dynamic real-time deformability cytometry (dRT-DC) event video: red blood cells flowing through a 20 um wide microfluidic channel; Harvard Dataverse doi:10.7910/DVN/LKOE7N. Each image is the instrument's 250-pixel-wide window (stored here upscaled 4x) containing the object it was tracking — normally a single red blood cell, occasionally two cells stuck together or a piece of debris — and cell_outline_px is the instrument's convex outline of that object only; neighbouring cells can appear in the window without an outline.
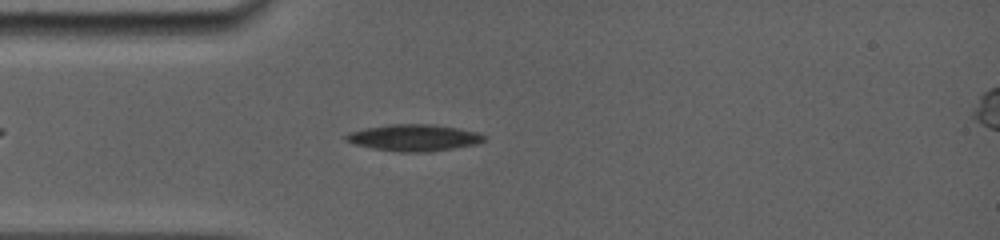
{"species": "common noctule bat (a hibernating species)", "species_latin": "Nyctalus noctula", "temperature_condition": "room temperature", "stored_images_in_passage": 27, "camera_frame_rate_fps": 5000, "um_per_image_px": 0.085, "animal": {"sex": "female", "body_mass_g": 19.0, "forearm_length_mm": 56.7}, "frame": {"image": 1, "passage_image": 3, "time_ms": 1.2, "image_size_px": [1000, 240], "cell_outline_px": [[488, 136], [484, 140], [476, 144], [452, 148], [424, 152], [400, 152], [372, 148], [356, 144], [344, 140], [344, 136], [348, 132], [364, 128], [392, 124], [432, 124], [460, 128], [480, 132]], "centroid_in_image_um": [35.2, 11.69], "position_along_channel_um": 49.8, "area_um2": 21.5}}
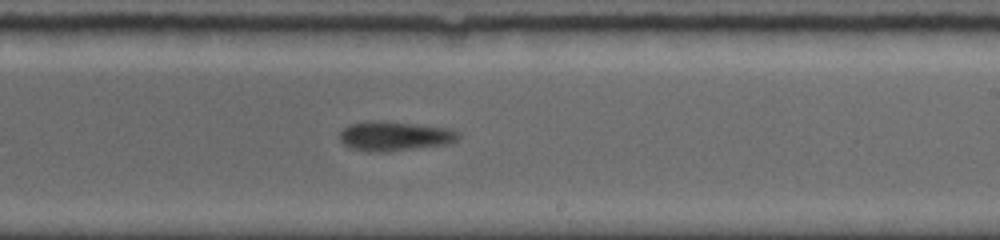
{"frame": {"image": 2, "passage_image": 16, "time_ms": 6.8, "image_size_px": [1000, 240], "cell_outline_px": [[460, 136], [456, 140], [448, 144], [388, 152], [368, 152], [352, 148], [344, 144], [340, 140], [340, 132], [348, 124], [384, 120], [452, 128], [460, 132]], "centroid_in_image_um": [33.59, 11.57], "position_along_channel_um": 255.4, "area_um2": 20.63}}
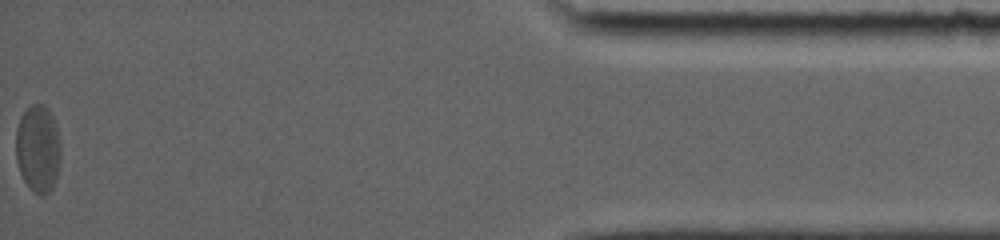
{"frame": {"image": 3, "passage_image": 27, "time_ms": 13.4, "image_size_px": [1000, 240], "cell_outline_px": [[60, 160], [56, 180], [52, 188], [44, 196], [40, 196], [32, 192], [28, 188], [20, 172], [16, 160], [16, 128], [20, 116], [32, 104], [44, 104], [48, 108], [52, 116], [56, 128], [60, 144]], "centroid_in_image_um": [3.22, 12.67], "position_along_channel_um": 432.0, "area_um2": 23.06}, "authors_computed_cell_mechanics": {"area_um2": 21.2704, "velocity_mm_per_s": 3.7877, "shape_relaxation_time_tau1_ms": 4.0461, "shape_relaxation_time_tau2_ms": 0.9906, "deformation_change_tau1": 0.1222, "deformation_change_tau2": 0.0524}}